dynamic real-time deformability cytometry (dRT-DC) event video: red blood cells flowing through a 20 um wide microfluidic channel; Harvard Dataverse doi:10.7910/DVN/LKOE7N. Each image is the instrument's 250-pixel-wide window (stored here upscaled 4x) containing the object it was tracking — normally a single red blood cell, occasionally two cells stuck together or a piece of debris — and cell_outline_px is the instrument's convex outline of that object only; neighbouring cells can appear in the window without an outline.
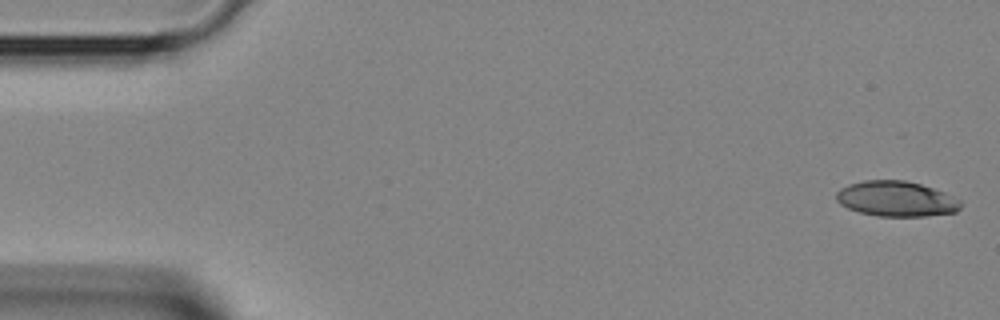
{"species": "Egyptian fruit bat (a non-hibernating species)", "species_latin": "Rousettus aegyptiacus", "temperature_condition": "room temperature", "stored_images_in_passage": 9, "camera_frame_rate_fps": 3000, "um_per_image_px": 0.085, "animal": {"sex": "female"}, "frame": {"image": 1, "passage_image": 1, "time_ms": 0.0, "image_size_px": [1000, 320], "cell_outline_px": [[960, 208], [956, 212], [924, 216], [880, 216], [860, 212], [848, 208], [840, 204], [836, 200], [836, 192], [840, 188], [848, 184], [864, 180], [904, 180], [920, 184], [944, 192], [960, 200]], "centroid_in_image_um": [76.15, 16.89], "position_along_channel_um": 8.8, "area_um2": 25.49}}